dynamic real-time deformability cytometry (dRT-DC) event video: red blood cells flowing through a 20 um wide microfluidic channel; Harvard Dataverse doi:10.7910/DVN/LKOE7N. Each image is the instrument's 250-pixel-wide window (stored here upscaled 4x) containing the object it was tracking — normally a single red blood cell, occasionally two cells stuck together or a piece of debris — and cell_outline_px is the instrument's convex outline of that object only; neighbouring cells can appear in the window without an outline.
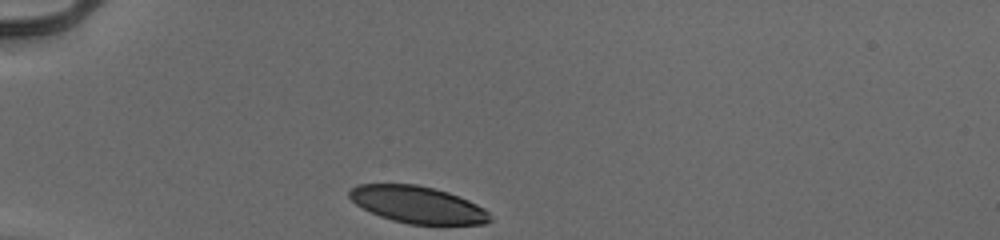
{"species": "human", "species_latin": "Homo sapiens", "temperature_condition": "cold", "stored_images_in_passage": 30, "camera_frame_rate_fps": 3000, "um_per_image_px": 0.085, "donor": {"sex": "male"}, "frame": {"image": 1, "passage_image": 1, "time_ms": 0.0, "image_size_px": [1000, 240], "cell_outline_px": [[492, 220], [484, 224], [408, 224], [392, 220], [380, 216], [356, 204], [348, 196], [348, 192], [356, 184], [416, 184], [436, 188], [448, 192], [468, 200], [484, 208], [488, 212]], "centroid_in_image_um": [35.5, 17.39], "position_along_channel_um": 49.5, "area_um2": 30.17}}
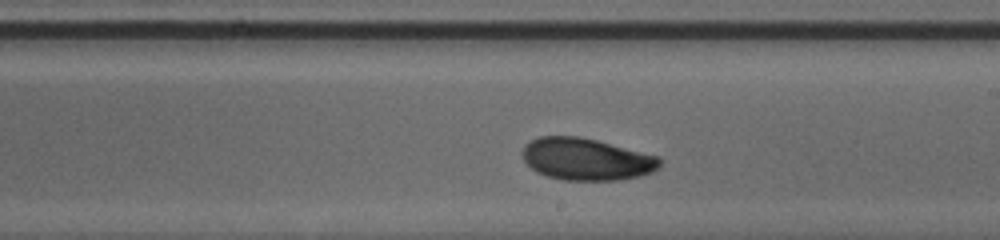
{"frame": {"image": 2, "passage_image": 18, "time_ms": 5.667, "image_size_px": [1000, 240], "cell_outline_px": [[660, 168], [652, 172], [640, 176], [620, 180], [564, 180], [548, 176], [536, 172], [524, 160], [520, 152], [524, 144], [540, 136], [580, 136], [660, 156]], "centroid_in_image_um": [49.84, 13.53], "position_along_channel_um": 239.2, "area_um2": 33.87}}
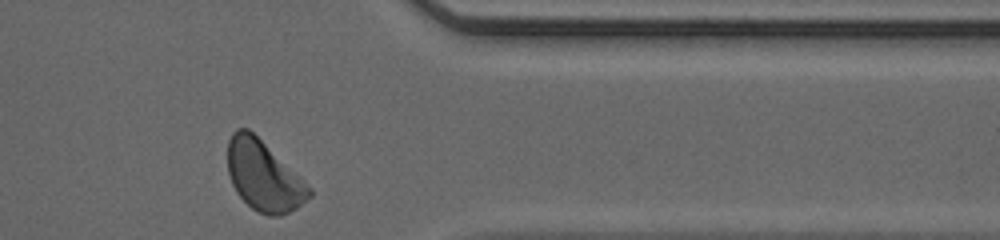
{"frame": {"image": 3, "passage_image": 30, "time_ms": 9.667, "image_size_px": [1000, 240], "cell_outline_px": [[312, 196], [296, 208], [280, 216], [268, 216], [252, 208], [236, 192], [232, 184], [228, 172], [228, 140], [232, 132], [236, 128], [248, 128], [300, 176], [312, 188]], "centroid_in_image_um": [22.41, 14.95], "position_along_channel_um": 389.0, "area_um2": 33.12}, "authors_computed_cell_mechanics": {"area_um2": 33.6685, "velocity_mm_per_s": 3.9235, "shape_relaxation_time_tau1_ms": 2.7827, "shape_relaxation_time_tau2_ms": null, "deformation_change_tau1": 0.1107, "deformation_change_tau2": null}}